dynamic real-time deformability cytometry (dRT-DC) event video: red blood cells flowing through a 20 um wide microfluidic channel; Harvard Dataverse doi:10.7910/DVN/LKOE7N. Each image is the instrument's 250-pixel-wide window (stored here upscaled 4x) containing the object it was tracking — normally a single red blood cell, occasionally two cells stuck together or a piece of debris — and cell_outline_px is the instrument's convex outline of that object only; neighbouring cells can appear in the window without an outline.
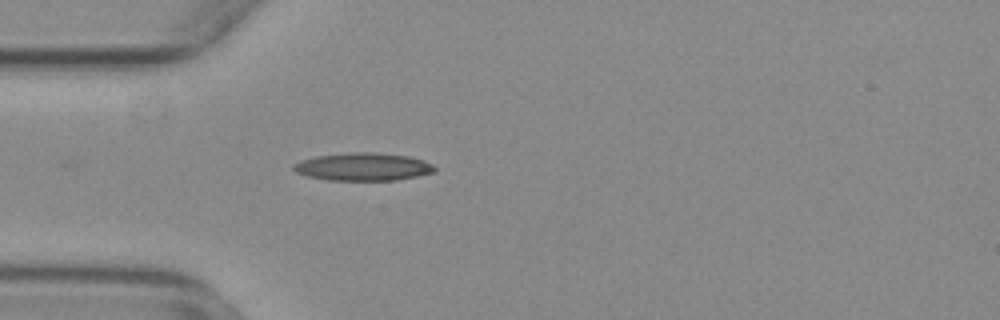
{"species": "common noctule bat (a hibernating species)", "species_latin": "Nyctalus noctula", "temperature_condition": "warm", "stored_images_in_passage": 32, "camera_frame_rate_fps": 3000, "um_per_image_px": 0.085, "animal": {"sex": "female", "body_mass_g": 29.2, "forearm_length_mm": 56.3}, "frame": {"image": 1, "passage_image": 1, "time_ms": 0.0, "image_size_px": [1000, 320], "cell_outline_px": [[436, 172], [396, 180], [328, 180], [308, 176], [296, 172], [292, 168], [292, 164], [300, 160], [316, 156], [352, 152], [376, 152], [408, 156], [424, 160], [432, 164], [436, 168]], "centroid_in_image_um": [30.86, 14.17], "position_along_channel_um": 54.1, "area_um2": 22.95}}
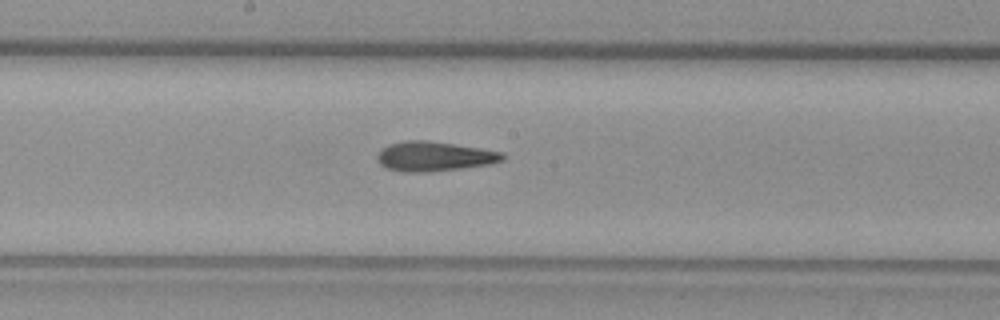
{"frame": {"image": 2, "passage_image": 14, "time_ms": 4.333, "image_size_px": [1000, 320], "cell_outline_px": [[508, 156], [504, 160], [492, 164], [464, 168], [428, 172], [404, 172], [384, 168], [376, 160], [376, 156], [380, 148], [388, 144], [404, 140], [424, 140], [480, 148], [504, 152]], "centroid_in_image_um": [36.9, 13.3], "position_along_channel_um": 211.3, "area_um2": 22.08}}
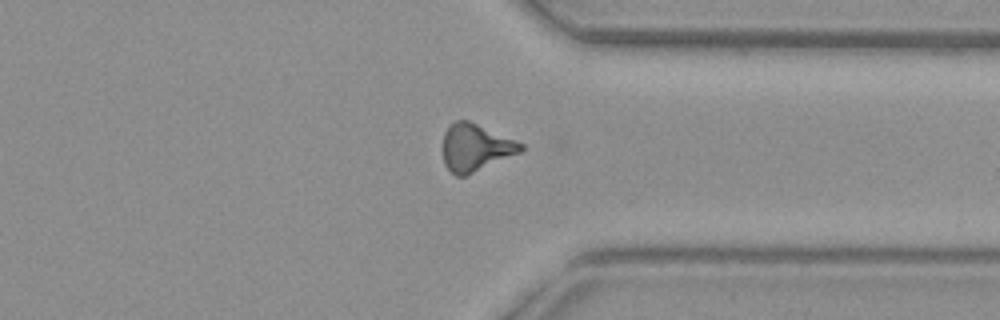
{"frame": {"image": 3, "passage_image": 27, "time_ms": 8.667, "image_size_px": [1000, 320], "cell_outline_px": [[524, 148], [520, 152], [464, 176], [456, 176], [444, 164], [444, 132], [456, 120], [468, 120], [524, 144]], "centroid_in_image_um": [40.41, 12.53], "position_along_channel_um": 371.0, "area_um2": 20.87}, "authors_computed_cell_mechanics": {"area_um2": 21.2704, "velocity_mm_per_s": 3.7449, "shape_relaxation_time_tau1_ms": null, "shape_relaxation_time_tau2_ms": 3.3353, "deformation_change_tau1": null, "deformation_change_tau2": 0.1475}}